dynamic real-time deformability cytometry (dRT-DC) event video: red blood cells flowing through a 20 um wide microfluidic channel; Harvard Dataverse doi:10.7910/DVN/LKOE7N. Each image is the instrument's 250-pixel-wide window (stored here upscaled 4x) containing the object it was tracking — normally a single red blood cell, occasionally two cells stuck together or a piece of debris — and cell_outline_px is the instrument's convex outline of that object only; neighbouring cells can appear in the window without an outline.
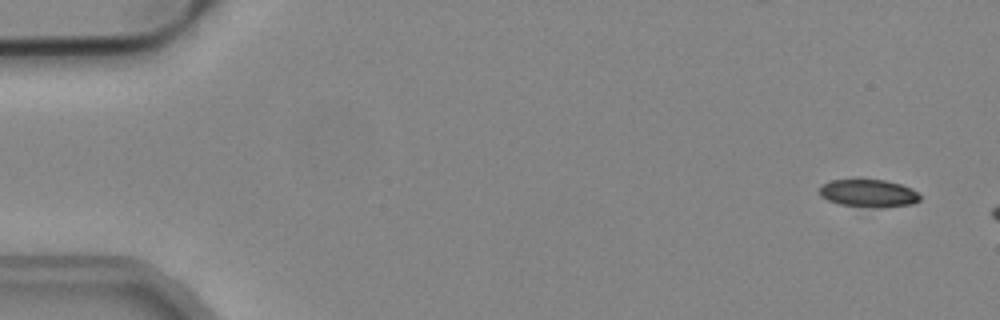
{"species": "common noctule bat (a hibernating species)", "species_latin": "Nyctalus noctula", "temperature_condition": "cold", "stored_images_in_passage": 9, "camera_frame_rate_fps": 3000, "um_per_image_px": 0.085, "animal": {"sex": "male", "body_mass_g": 19.2, "forearm_length_mm": 51.8}, "frame": {"image": 1, "passage_image": 3, "time_ms": 0.667, "image_size_px": [1000, 320], "cell_outline_px": [[920, 200], [912, 204], [880, 208], [868, 208], [840, 204], [828, 200], [820, 196], [820, 184], [832, 180], [884, 180], [900, 184], [912, 188], [920, 196]], "centroid_in_image_um": [73.82, 16.44], "position_along_channel_um": 11.2, "area_um2": 16.3}}